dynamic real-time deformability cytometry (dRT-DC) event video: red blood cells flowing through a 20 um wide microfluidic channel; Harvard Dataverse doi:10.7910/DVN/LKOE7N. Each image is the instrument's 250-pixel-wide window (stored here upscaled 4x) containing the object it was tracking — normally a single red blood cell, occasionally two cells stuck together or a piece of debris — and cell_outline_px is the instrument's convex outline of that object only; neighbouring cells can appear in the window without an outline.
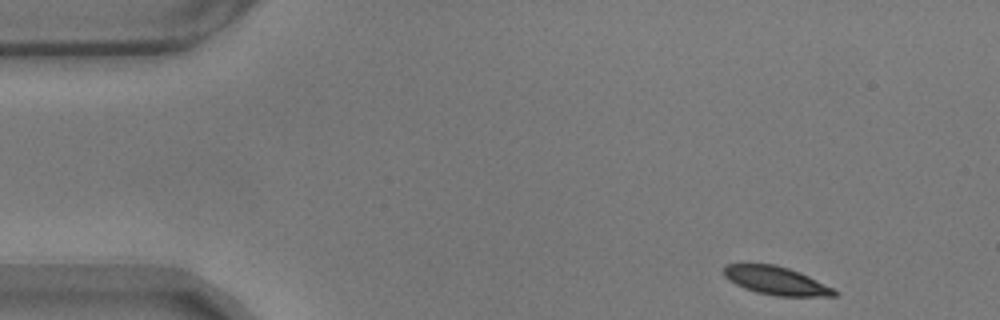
{"species": "common noctule bat (a hibernating species)", "species_latin": "Nyctalus noctula", "temperature_condition": "warm", "stored_images_in_passage": 5, "camera_frame_rate_fps": 3000, "um_per_image_px": 0.085, "animal": {"sex": "male", "body_mass_g": 17.9}, "frame": {"image": 1, "passage_image": 1, "time_ms": 0.0, "image_size_px": [1000, 320], "cell_outline_px": [[840, 292], [836, 296], [776, 296], [756, 292], [744, 288], [728, 280], [724, 276], [724, 264], [776, 264], [800, 272]], "centroid_in_image_um": [65.95, 23.86], "position_along_channel_um": 19.0, "area_um2": 18.15}}